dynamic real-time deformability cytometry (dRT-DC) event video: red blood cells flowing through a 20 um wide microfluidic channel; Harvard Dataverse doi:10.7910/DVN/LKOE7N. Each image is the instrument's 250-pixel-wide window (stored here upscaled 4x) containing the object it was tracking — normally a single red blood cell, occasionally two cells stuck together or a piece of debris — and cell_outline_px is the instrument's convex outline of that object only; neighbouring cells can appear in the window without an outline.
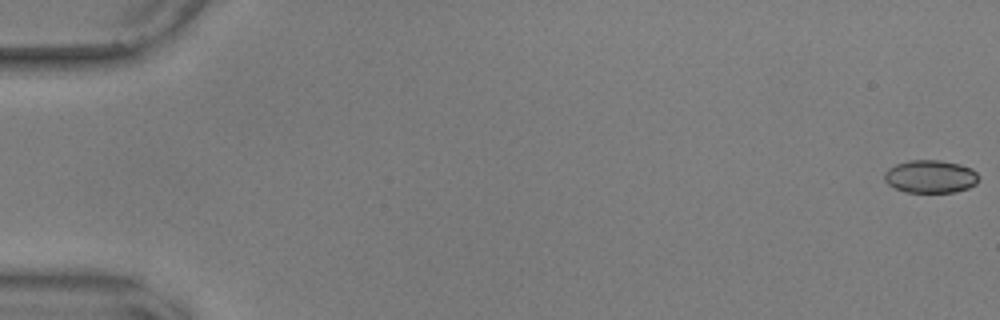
{"species": "common noctule bat (a hibernating species)", "species_latin": "Nyctalus noctula", "temperature_condition": "warm", "stored_images_in_passage": 11, "camera_frame_rate_fps": 3000, "um_per_image_px": 0.085, "animal": {"sex": "male", "body_mass_g": 17.9, "forearm_length_mm": 54.2}, "frame": {"image": 1, "passage_image": 1, "time_ms": 0.0, "image_size_px": [1000, 320], "cell_outline_px": [[976, 184], [968, 188], [956, 192], [908, 192], [896, 188], [888, 184], [884, 180], [884, 172], [888, 168], [896, 164], [908, 160], [940, 160], [960, 164], [972, 168], [976, 172]], "centroid_in_image_um": [79.07, 14.99], "position_along_channel_um": 5.9, "area_um2": 18.03}}